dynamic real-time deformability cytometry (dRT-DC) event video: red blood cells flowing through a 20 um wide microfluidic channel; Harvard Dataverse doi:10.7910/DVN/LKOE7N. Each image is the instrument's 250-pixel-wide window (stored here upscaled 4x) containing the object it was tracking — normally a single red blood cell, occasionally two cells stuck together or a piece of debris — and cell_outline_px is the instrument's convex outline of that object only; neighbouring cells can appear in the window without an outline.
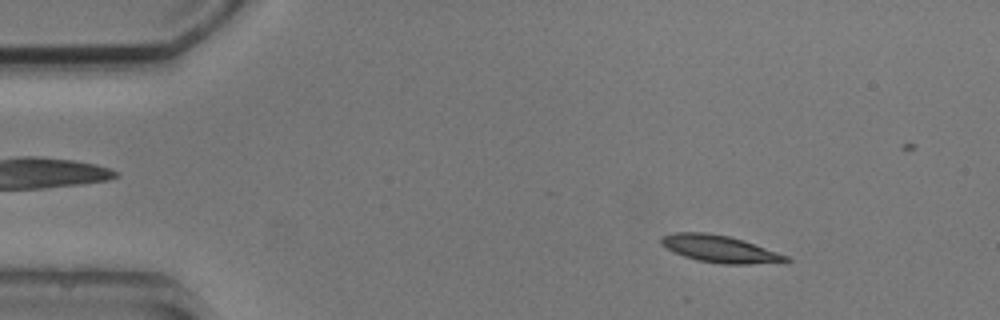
{"species": "common noctule bat (a hibernating species)", "species_latin": "Nyctalus noctula", "temperature_condition": "cold", "stored_images_in_passage": 3, "camera_frame_rate_fps": 3000, "um_per_image_px": 0.085, "animal": {"sex": "male", "body_mass_g": 20.5, "forearm_length_mm": 52.5}, "frame": {"image": 1, "passage_image": 1, "time_ms": 0.0, "image_size_px": [1000, 320], "cell_outline_px": [[792, 260], [748, 264], [724, 264], [696, 260], [684, 256], [660, 244], [660, 236], [676, 232], [704, 232], [728, 236], [744, 240], [788, 256]], "centroid_in_image_um": [61.13, 21.14], "position_along_channel_um": 23.9, "area_um2": 19.42}}